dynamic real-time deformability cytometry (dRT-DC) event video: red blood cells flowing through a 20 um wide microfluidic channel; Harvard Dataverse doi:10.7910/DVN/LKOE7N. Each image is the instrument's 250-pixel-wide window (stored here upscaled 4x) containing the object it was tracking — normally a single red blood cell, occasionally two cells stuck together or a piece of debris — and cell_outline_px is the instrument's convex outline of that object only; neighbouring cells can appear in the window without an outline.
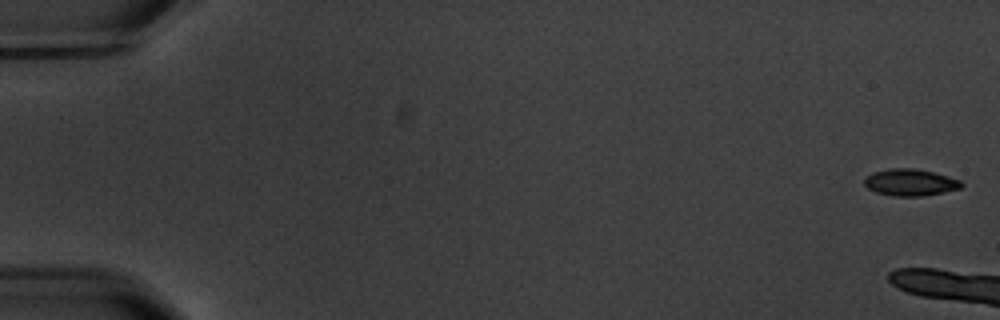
{"species": "common noctule bat (a hibernating species)", "species_latin": "Nyctalus noctula", "temperature_condition": "warm", "stored_images_in_passage": 7, "camera_frame_rate_fps": 3000, "um_per_image_px": 0.085, "animal": {"sex": "male", "body_mass_g": 20.1, "forearm_length_mm": 53.5}, "frame": {"image": 1, "passage_image": 1, "time_ms": 0.0, "image_size_px": [1000, 320], "cell_outline_px": [[964, 184], [960, 188], [944, 192], [920, 196], [892, 196], [876, 192], [868, 188], [864, 184], [864, 180], [872, 172], [888, 168], [916, 168], [948, 176], [960, 180]], "centroid_in_image_um": [77.36, 15.5], "position_along_channel_um": 7.6, "area_um2": 15.14}}
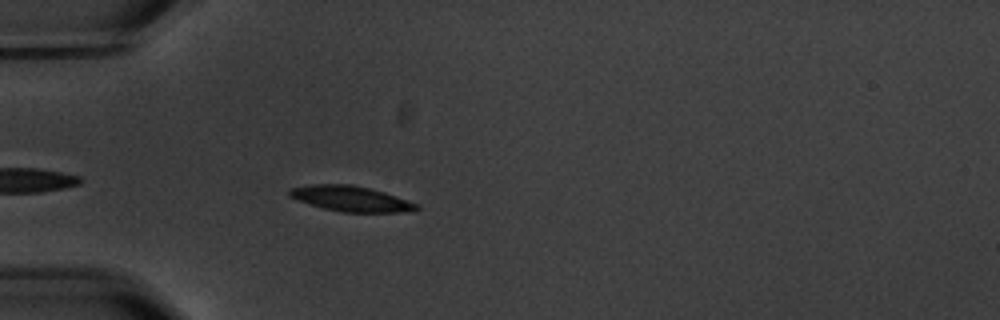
{"frame": {"image": 2, "passage_image": 7, "time_ms": 7.333, "image_size_px": [1000, 320], "cell_outline_px": [[420, 208], [416, 212], [344, 212], [324, 208], [288, 196], [288, 188], [312, 184], [352, 184], [384, 192], [420, 204]], "centroid_in_image_um": [29.89, 16.89], "position_along_channel_um": 55.1, "area_um2": 18.84}}